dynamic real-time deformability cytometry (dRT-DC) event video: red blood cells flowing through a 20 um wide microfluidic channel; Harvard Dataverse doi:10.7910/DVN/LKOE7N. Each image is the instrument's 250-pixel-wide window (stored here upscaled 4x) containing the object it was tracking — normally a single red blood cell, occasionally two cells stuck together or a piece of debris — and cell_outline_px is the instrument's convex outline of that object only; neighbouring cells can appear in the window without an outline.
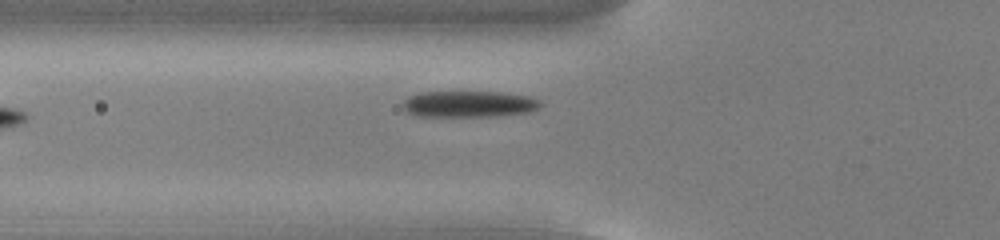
{"species": "common noctule bat (a hibernating species)", "species_latin": "Nyctalus noctula", "temperature_condition": "cold", "stored_images_in_passage": 22, "camera_frame_rate_fps": 3000, "um_per_image_px": 0.085, "animal": {"sex": "male", "body_mass_g": 13.0, "forearm_length_mm": 53.1}, "frame": {"image": 1, "passage_image": 2, "time_ms": 0.333, "image_size_px": [1000, 240], "cell_outline_px": [[544, 104], [540, 108], [528, 112], [500, 116], [416, 116], [408, 112], [404, 108], [404, 100], [408, 96], [420, 92], [500, 92], [532, 96], [540, 100]], "centroid_in_image_um": [39.93, 8.84], "position_along_channel_um": 85.9, "area_um2": 21.33}}
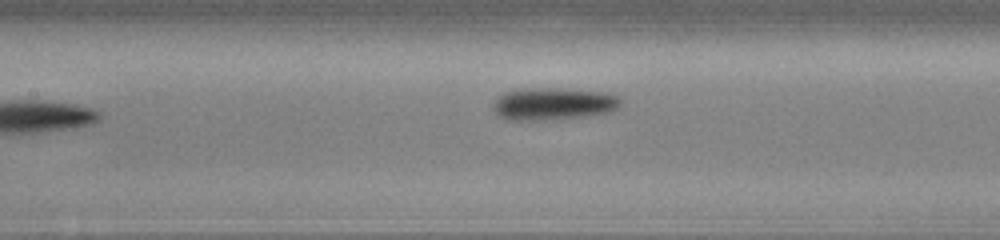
{"frame": {"image": 2, "passage_image": 8, "time_ms": 2.333, "image_size_px": [1000, 240], "cell_outline_px": [[620, 104], [616, 108], [608, 112], [584, 116], [552, 120], [508, 120], [496, 116], [492, 108], [492, 104], [496, 96], [504, 92], [520, 88], [560, 88], [608, 92], [620, 96]], "centroid_in_image_um": [46.96, 8.81], "position_along_channel_um": 160.4, "area_um2": 24.57}}
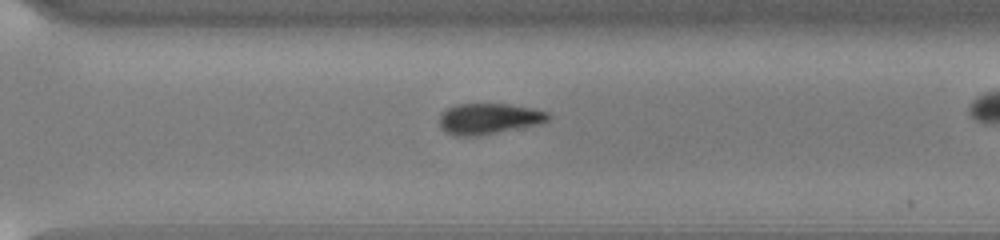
{"frame": {"image": 3, "passage_image": 18, "time_ms": 5.667, "image_size_px": [1000, 240], "cell_outline_px": [[552, 116], [544, 124], [476, 136], [456, 136], [440, 128], [440, 116], [448, 108], [456, 104], [508, 104], [532, 108], [548, 112]], "centroid_in_image_um": [41.61, 10.09], "position_along_channel_um": 329.0, "area_um2": 19.65}}